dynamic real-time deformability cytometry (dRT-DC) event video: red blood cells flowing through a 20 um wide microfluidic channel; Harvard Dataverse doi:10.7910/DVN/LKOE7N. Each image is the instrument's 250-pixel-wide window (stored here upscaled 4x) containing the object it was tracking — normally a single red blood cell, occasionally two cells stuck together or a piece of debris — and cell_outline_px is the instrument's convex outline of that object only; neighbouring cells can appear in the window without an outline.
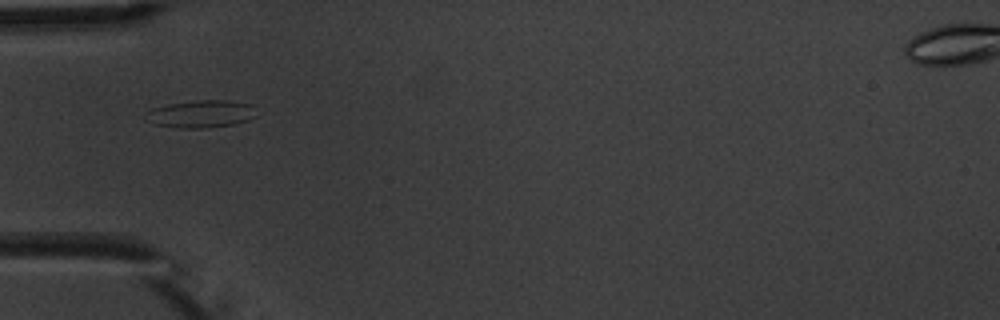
{"species": "common noctule bat (a hibernating species)", "species_latin": "Nyctalus noctula", "temperature_condition": "warm", "stored_images_in_passage": 3, "camera_frame_rate_fps": 3000, "um_per_image_px": 0.085, "animal": {"sex": "male", "body_mass_g": 20.1, "forearm_length_mm": 53.5}, "frame": {"image": 1, "passage_image": 1, "time_ms": 0.0, "image_size_px": [1000, 320], "cell_outline_px": [[256, 116], [248, 120], [236, 124], [204, 128], [176, 128], [152, 124], [144, 112], [152, 108], [168, 104], [196, 100], [228, 100], [252, 104]], "centroid_in_image_um": [17.08, 9.68], "position_along_channel_um": 67.9, "area_um2": 17.86}}
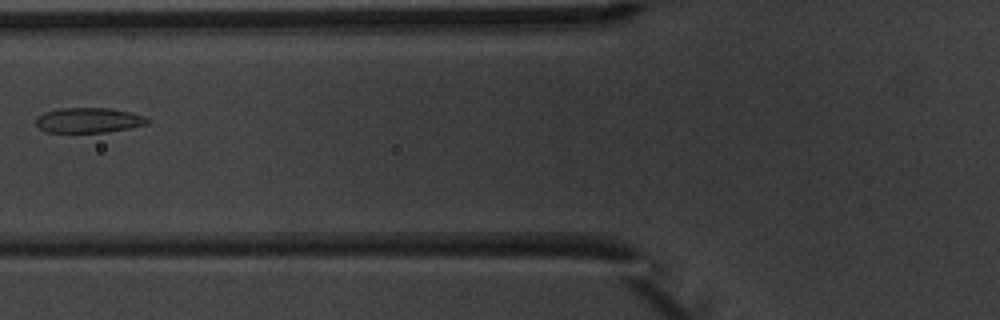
{"frame": {"image": 2, "passage_image": 2, "time_ms": 1.333, "image_size_px": [1000, 320], "cell_outline_px": [[152, 120], [148, 124], [128, 128], [104, 132], [44, 132], [36, 124], [36, 120], [44, 112], [60, 108], [112, 108], [144, 116]], "centroid_in_image_um": [7.55, 10.22], "position_along_channel_um": 118.2, "area_um2": 16.18}}
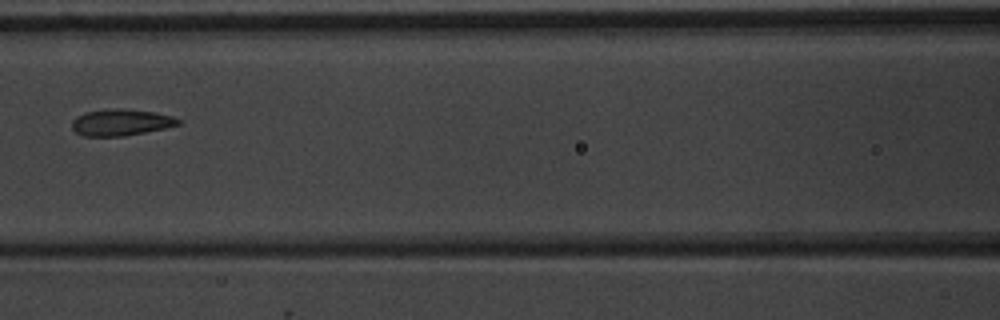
{"frame": {"image": 3, "passage_image": 3, "time_ms": 2.333, "image_size_px": [1000, 320], "cell_outline_px": [[180, 124], [164, 128], [124, 136], [84, 136], [76, 132], [72, 128], [72, 120], [76, 116], [84, 112], [116, 108], [124, 108], [156, 112], [172, 116], [180, 120]], "centroid_in_image_um": [10.26, 10.39], "position_along_channel_um": 156.3, "area_um2": 16.42}}